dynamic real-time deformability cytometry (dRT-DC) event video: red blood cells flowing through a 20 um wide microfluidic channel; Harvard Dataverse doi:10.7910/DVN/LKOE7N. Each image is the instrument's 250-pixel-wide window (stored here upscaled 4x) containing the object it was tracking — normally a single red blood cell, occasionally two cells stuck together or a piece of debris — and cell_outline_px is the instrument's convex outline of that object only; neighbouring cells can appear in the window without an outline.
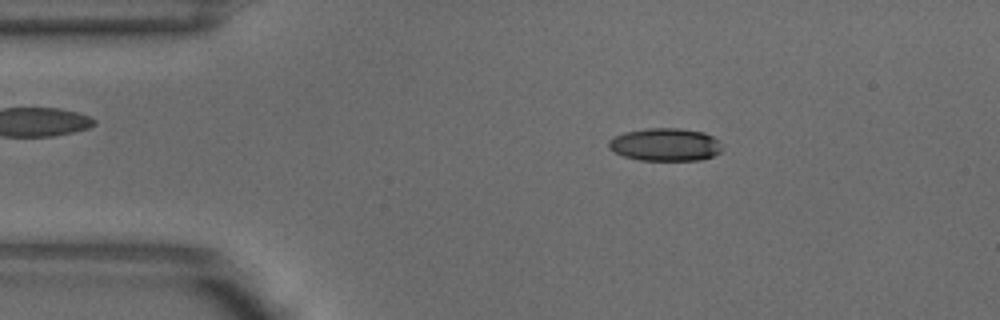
{"species": "common noctule bat (a hibernating species)", "species_latin": "Nyctalus noctula", "temperature_condition": "warm", "stored_images_in_passage": 4, "camera_frame_rate_fps": 3000, "um_per_image_px": 0.085, "animal": {"sex": "male", "body_mass_g": 18.8}, "frame": {"image": 1, "passage_image": 1, "time_ms": 0.0, "image_size_px": [1000, 320], "cell_outline_px": [[720, 152], [712, 156], [700, 160], [640, 160], [624, 156], [608, 148], [608, 140], [624, 132], [648, 128], [680, 128], [704, 132], [720, 140]], "centroid_in_image_um": [56.55, 12.28], "position_along_channel_um": 28.5, "area_um2": 21.68}}
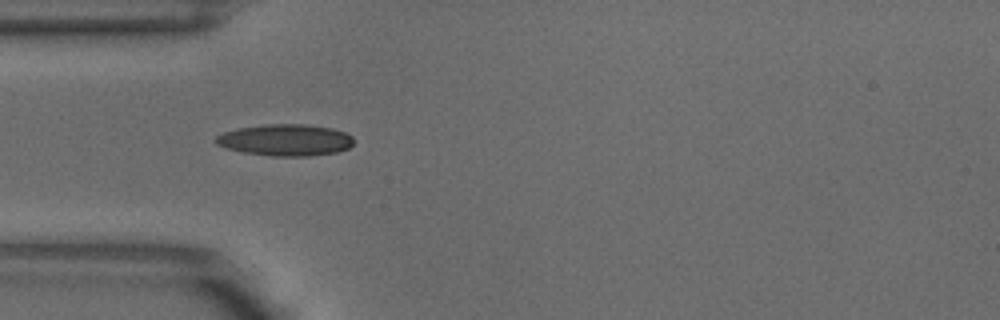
{"frame": {"image": 2, "passage_image": 2, "time_ms": 0.333, "image_size_px": [1000, 320], "cell_outline_px": [[352, 144], [348, 148], [336, 152], [308, 156], [272, 156], [244, 152], [228, 148], [216, 144], [212, 140], [216, 136], [224, 132], [236, 128], [264, 124], [304, 124], [332, 128], [344, 132], [352, 136]], "centroid_in_image_um": [24.23, 11.89], "position_along_channel_um": 60.8, "area_um2": 25.37}}